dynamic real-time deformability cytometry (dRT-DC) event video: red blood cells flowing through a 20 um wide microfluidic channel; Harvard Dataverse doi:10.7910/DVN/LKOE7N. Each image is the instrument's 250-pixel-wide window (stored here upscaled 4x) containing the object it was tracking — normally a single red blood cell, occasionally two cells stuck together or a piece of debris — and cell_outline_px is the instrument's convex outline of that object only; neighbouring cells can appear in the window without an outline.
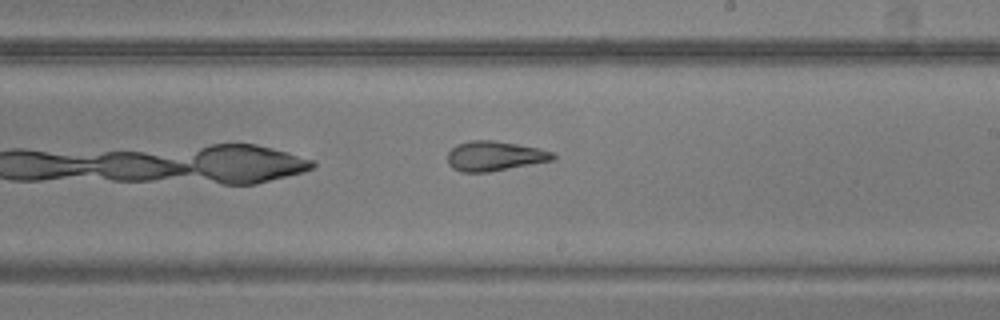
{"species": "common noctule bat (a hibernating species)", "species_latin": "Nyctalus noctula", "temperature_condition": "warm", "stored_images_in_passage": 14, "camera_frame_rate_fps": 3000, "um_per_image_px": 0.085, "animal": {"sex": "male", "body_mass_g": 20.5, "forearm_length_mm": 52.5}, "frame": {"image": 1, "passage_image": 14, "time_ms": 4.333, "image_size_px": [1000, 320], "cell_outline_px": [[556, 156], [552, 160], [488, 172], [460, 172], [452, 168], [448, 164], [448, 152], [456, 144], [472, 140], [492, 140], [540, 148], [552, 152]], "centroid_in_image_um": [42.0, 13.26], "position_along_channel_um": 247.0, "area_um2": 18.15}}